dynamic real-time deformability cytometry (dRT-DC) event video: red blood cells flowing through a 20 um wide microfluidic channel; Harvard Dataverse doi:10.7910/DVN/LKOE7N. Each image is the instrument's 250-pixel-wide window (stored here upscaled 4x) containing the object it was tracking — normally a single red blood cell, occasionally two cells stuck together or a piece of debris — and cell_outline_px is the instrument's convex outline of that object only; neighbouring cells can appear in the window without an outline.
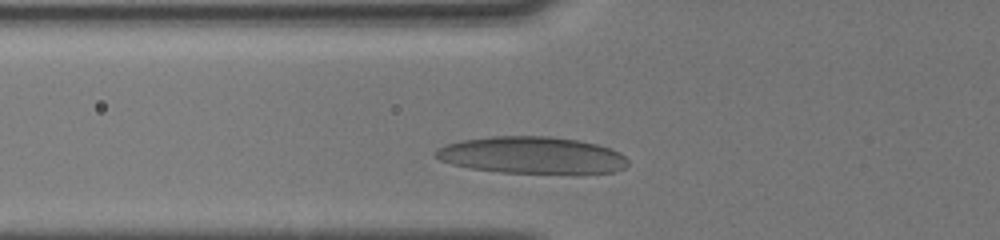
{"species": "human", "species_latin": "Homo sapiens", "temperature_condition": "cold", "stored_images_in_passage": 10, "camera_frame_rate_fps": 3000, "um_per_image_px": 0.085, "donor": {"sex": "male"}, "frame": {"image": 1, "passage_image": 7, "time_ms": 1.333, "image_size_px": [1000, 240], "cell_outline_px": [[628, 164], [624, 168], [616, 172], [500, 172], [468, 168], [452, 164], [440, 160], [436, 156], [436, 148], [444, 144], [460, 140], [492, 136], [548, 136], [580, 140], [612, 148], [620, 152], [628, 160]], "centroid_in_image_um": [45.19, 13.17], "position_along_channel_um": 80.6, "area_um2": 41.21}}
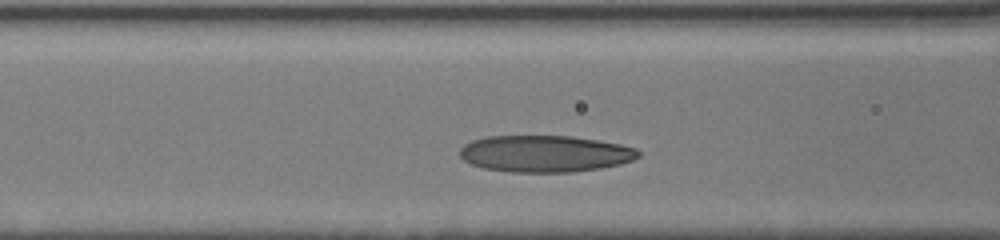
{"frame": {"image": 2, "passage_image": 9, "time_ms": 2.333, "image_size_px": [1000, 240], "cell_outline_px": [[640, 156], [632, 160], [620, 164], [600, 168], [576, 172], [512, 172], [484, 168], [472, 164], [464, 160], [460, 156], [460, 148], [464, 144], [472, 140], [488, 136], [572, 136], [620, 144], [636, 148], [640, 152]], "centroid_in_image_um": [46.33, 13.06], "position_along_channel_um": 120.3, "area_um2": 38.21}}